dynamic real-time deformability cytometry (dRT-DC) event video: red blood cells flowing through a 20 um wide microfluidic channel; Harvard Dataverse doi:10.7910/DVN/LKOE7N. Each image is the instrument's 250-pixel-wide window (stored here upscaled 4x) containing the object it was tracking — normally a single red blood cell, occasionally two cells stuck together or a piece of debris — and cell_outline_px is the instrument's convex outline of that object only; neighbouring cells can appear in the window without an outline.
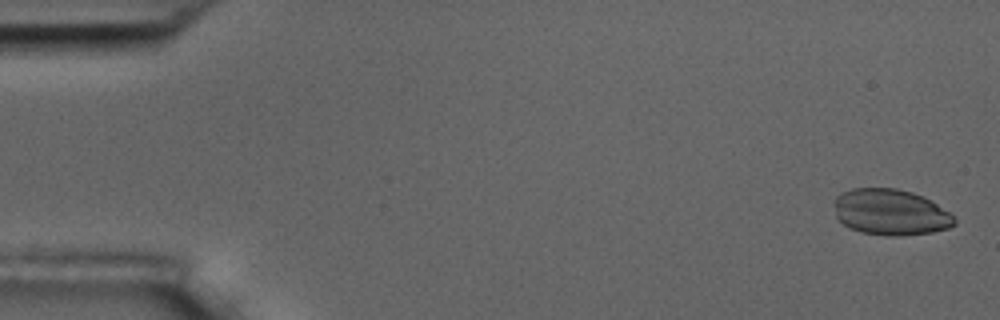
{"species": "common noctule bat (a hibernating species)", "species_latin": "Nyctalus noctula", "temperature_condition": "room temperature", "stored_images_in_passage": 6, "segment_of_instrument_passage": [1, 2], "camera_frame_rate_fps": 3000, "um_per_image_px": 0.085, "animal": {"sex": "male", "body_mass_g": 17.5, "forearm_length_mm": 52.3}, "frame": {"image": 1, "passage_image": 1, "time_ms": 0.0, "image_size_px": [1000, 320], "cell_outline_px": [[956, 224], [948, 228], [932, 232], [900, 236], [888, 236], [860, 232], [848, 228], [836, 216], [832, 204], [832, 200], [840, 192], [852, 188], [896, 188], [912, 192], [924, 196], [956, 216]], "centroid_in_image_um": [75.67, 18.03], "position_along_channel_um": 9.3, "area_um2": 32.83}}